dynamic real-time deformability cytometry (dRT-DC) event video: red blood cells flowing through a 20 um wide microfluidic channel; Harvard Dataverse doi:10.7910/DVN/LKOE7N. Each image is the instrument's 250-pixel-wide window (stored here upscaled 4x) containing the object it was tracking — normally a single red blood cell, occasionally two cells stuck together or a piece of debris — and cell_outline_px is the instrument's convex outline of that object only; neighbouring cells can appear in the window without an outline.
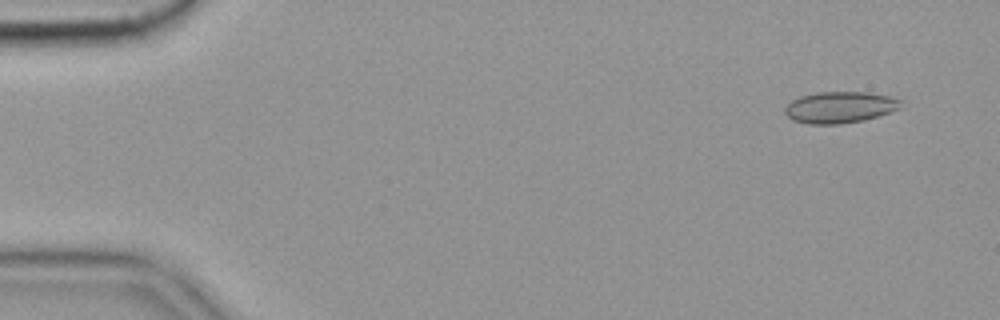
{"species": "common noctule bat (a hibernating species)", "species_latin": "Nyctalus noctula", "temperature_condition": "cold", "stored_images_in_passage": 54, "camera_frame_rate_fps": 3000, "um_per_image_px": 0.085, "animal": {"sex": "female", "body_mass_g": 19.9}, "frame": {"image": 1, "passage_image": 4, "time_ms": 1.0, "image_size_px": [1000, 320], "cell_outline_px": [[900, 108], [864, 120], [840, 124], [808, 124], [792, 120], [784, 112], [784, 108], [792, 100], [800, 96], [816, 92], [868, 92], [888, 96], [900, 100]], "centroid_in_image_um": [71.33, 9.12], "position_along_channel_um": 13.7, "area_um2": 21.1}}
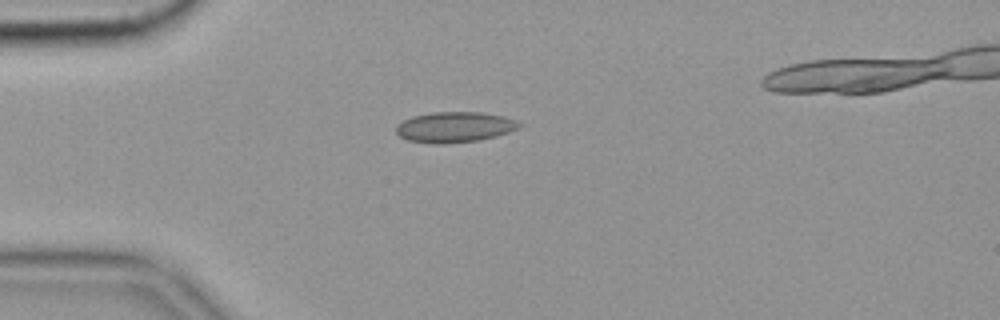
{"frame": {"image": 2, "passage_image": 15, "time_ms": 4.667, "image_size_px": [1000, 320], "cell_outline_px": [[524, 124], [520, 128], [496, 136], [476, 140], [444, 144], [436, 144], [408, 140], [400, 136], [396, 132], [396, 124], [412, 116], [432, 112], [480, 112], [504, 116], [516, 120]], "centroid_in_image_um": [38.66, 10.79], "position_along_channel_um": 46.3, "area_um2": 21.96}}